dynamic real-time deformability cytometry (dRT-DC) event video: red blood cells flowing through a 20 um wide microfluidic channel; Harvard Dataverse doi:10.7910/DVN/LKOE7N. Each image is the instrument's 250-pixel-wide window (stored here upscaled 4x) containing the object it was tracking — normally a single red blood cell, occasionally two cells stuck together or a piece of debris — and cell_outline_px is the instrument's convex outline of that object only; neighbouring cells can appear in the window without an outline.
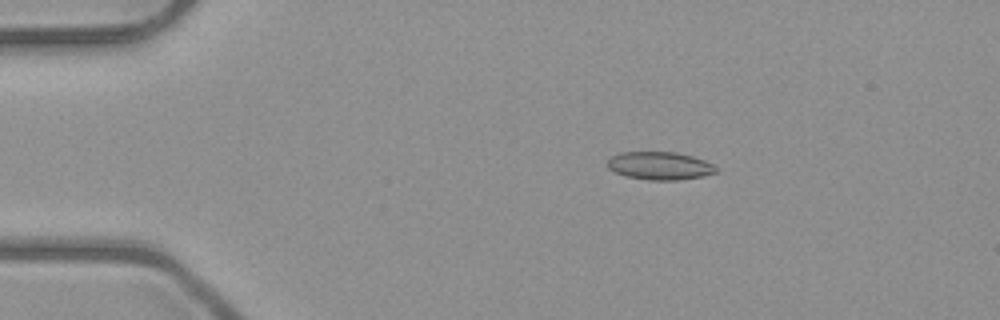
{"species": "common noctule bat (a hibernating species)", "species_latin": "Nyctalus noctula", "temperature_condition": "room temperature", "stored_images_in_passage": 27, "camera_frame_rate_fps": 3000, "um_per_image_px": 0.085, "animal": {"sex": "male", "body_mass_g": 23.1, "forearm_length_mm": 52.7}, "frame": {"image": 1, "passage_image": 9, "time_ms": 2.667, "image_size_px": [1000, 320], "cell_outline_px": [[720, 168], [716, 172], [704, 176], [676, 180], [648, 180], [624, 176], [608, 168], [604, 164], [612, 156], [620, 152], [676, 152], [692, 156], [704, 160]], "centroid_in_image_um": [56.07, 14.09], "position_along_channel_um": 28.9, "area_um2": 17.86}}
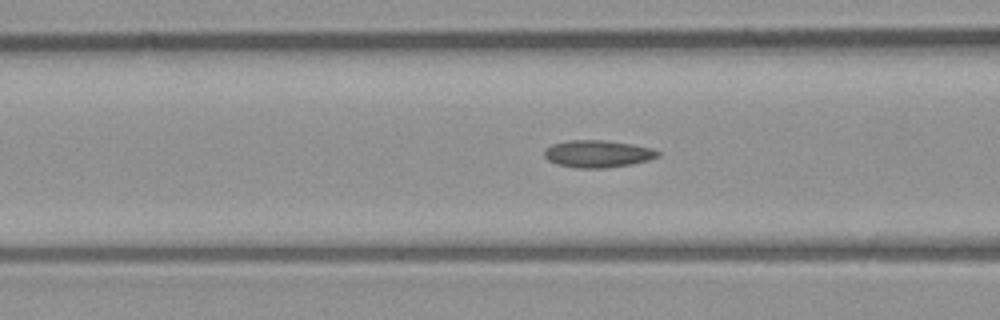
{"frame": {"image": 2, "passage_image": 20, "time_ms": 6.333, "image_size_px": [1000, 320], "cell_outline_px": [[660, 156], [648, 160], [632, 164], [604, 168], [576, 168], [556, 164], [548, 160], [544, 156], [544, 148], [552, 144], [568, 140], [604, 140], [632, 144], [652, 148], [660, 152]], "centroid_in_image_um": [50.79, 13.07], "position_along_channel_um": 115.8, "area_um2": 18.15}}
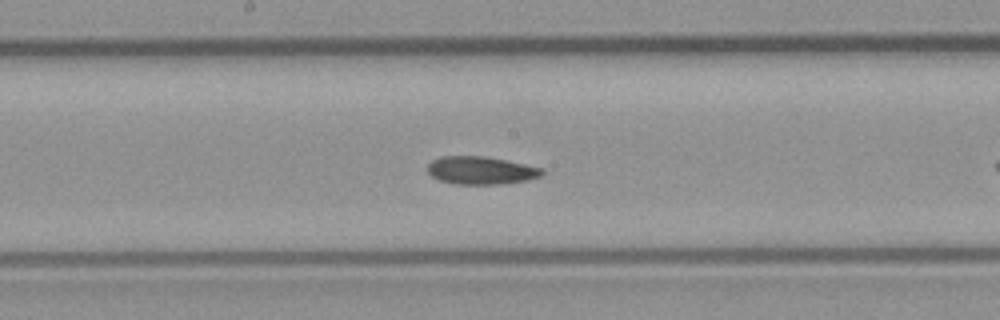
{"frame": {"image": 3, "passage_image": 26, "time_ms": 8.333, "image_size_px": [1000, 320], "cell_outline_px": [[544, 172], [540, 176], [528, 180], [500, 184], [456, 184], [440, 180], [432, 176], [428, 172], [428, 164], [432, 160], [440, 156], [484, 156], [544, 168]], "centroid_in_image_um": [40.87, 14.48], "position_along_channel_um": 207.3, "area_um2": 18.5}}